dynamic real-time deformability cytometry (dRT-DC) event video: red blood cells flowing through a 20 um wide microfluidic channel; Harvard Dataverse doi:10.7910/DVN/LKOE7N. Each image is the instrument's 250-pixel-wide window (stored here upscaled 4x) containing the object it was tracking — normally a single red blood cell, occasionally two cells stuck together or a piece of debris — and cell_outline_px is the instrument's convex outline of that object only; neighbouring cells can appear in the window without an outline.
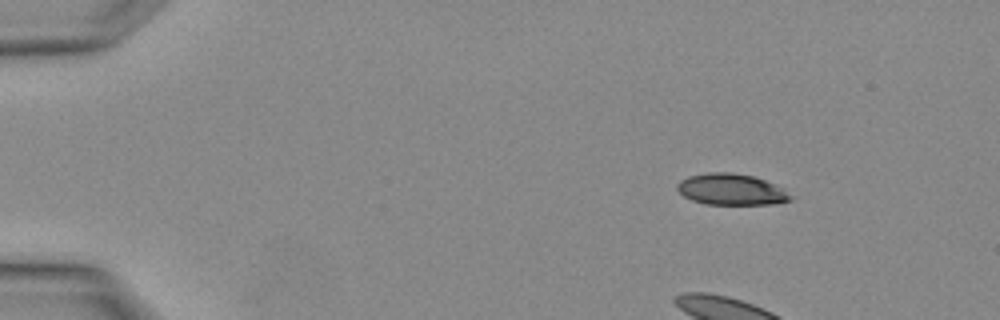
{"species": "Egyptian fruit bat (a non-hibernating species)", "species_latin": "Rousettus aegyptiacus", "temperature_condition": "warm", "stored_images_in_passage": 4, "camera_frame_rate_fps": 3000, "um_per_image_px": 0.085, "animal": {"sex": "female"}, "frame": {"image": 1, "passage_image": 1, "time_ms": 0.0, "image_size_px": [1000, 320], "cell_outline_px": [[796, 196], [792, 200], [776, 204], [704, 204], [692, 200], [684, 196], [676, 188], [676, 184], [680, 180], [688, 176], [708, 172], [732, 172], [752, 176], [776, 184], [784, 188]], "centroid_in_image_um": [62.21, 16.1], "position_along_channel_um": 22.8, "area_um2": 20.98}}